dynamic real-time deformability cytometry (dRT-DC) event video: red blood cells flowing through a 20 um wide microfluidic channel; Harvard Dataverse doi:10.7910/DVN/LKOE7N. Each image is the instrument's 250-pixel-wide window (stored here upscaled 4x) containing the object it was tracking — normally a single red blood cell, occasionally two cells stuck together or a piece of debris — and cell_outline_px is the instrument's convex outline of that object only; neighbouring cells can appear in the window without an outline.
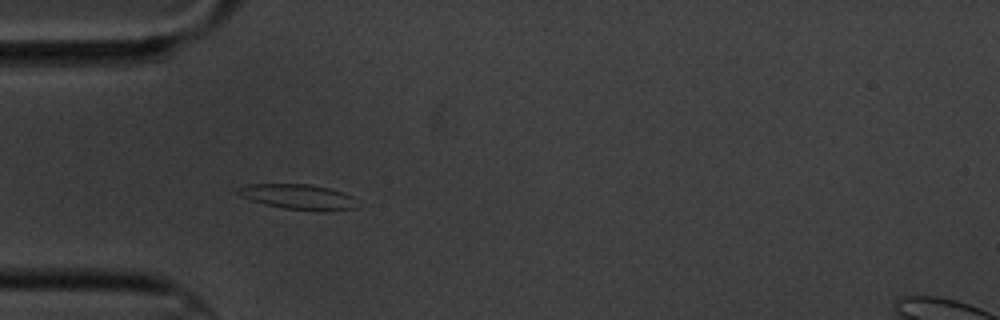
{"species": "common noctule bat (a hibernating species)", "species_latin": "Nyctalus noctula", "temperature_condition": "cold", "stored_images_in_passage": 6, "camera_frame_rate_fps": 3000, "um_per_image_px": 0.085, "animal": {"sex": "male", "body_mass_g": 20.1, "forearm_length_mm": 53.5}, "frame": {"image": 1, "passage_image": 4, "time_ms": 3.333, "image_size_px": [1000, 320], "cell_outline_px": [[356, 208], [284, 208], [264, 204], [240, 196], [236, 192], [240, 188], [248, 184], [312, 184], [328, 188], [352, 196]], "centroid_in_image_um": [25.22, 16.67], "position_along_channel_um": 59.8, "area_um2": 16.3}}
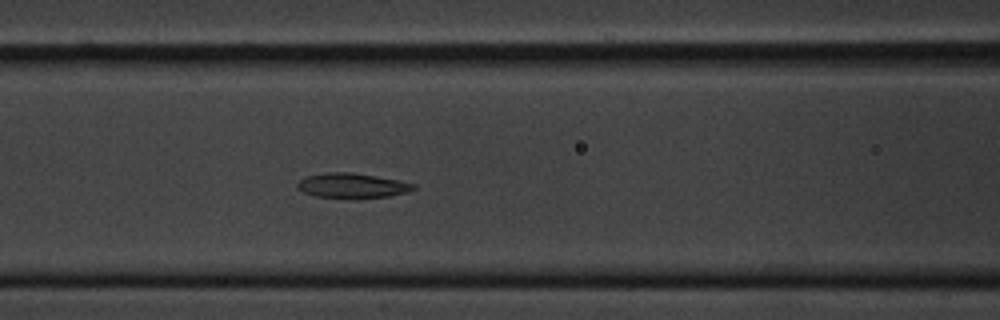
{"frame": {"image": 2, "passage_image": 6, "time_ms": 5.667, "image_size_px": [1000, 320], "cell_outline_px": [[416, 188], [408, 192], [388, 196], [316, 196], [304, 192], [296, 188], [296, 184], [300, 180], [308, 176], [328, 172], [352, 172], [376, 176], [416, 184]], "centroid_in_image_um": [29.93, 15.74], "position_along_channel_um": 136.7, "area_um2": 16.07}}